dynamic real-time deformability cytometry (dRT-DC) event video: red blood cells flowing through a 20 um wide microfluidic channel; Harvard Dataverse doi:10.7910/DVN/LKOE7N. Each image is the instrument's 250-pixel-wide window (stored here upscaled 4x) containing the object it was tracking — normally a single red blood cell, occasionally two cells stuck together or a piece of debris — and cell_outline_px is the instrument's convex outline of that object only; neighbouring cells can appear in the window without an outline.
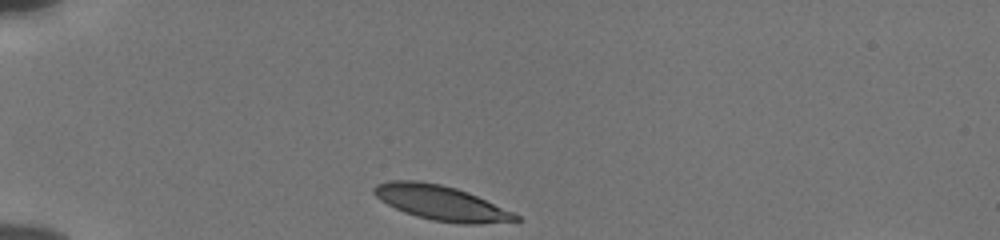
{"species": "human", "species_latin": "Homo sapiens", "temperature_condition": "cold", "stored_images_in_passage": 33, "camera_frame_rate_fps": 3000, "um_per_image_px": 0.085, "donor": {"sex": "male"}, "frame": {"image": 1, "passage_image": 1, "time_ms": 0.0, "image_size_px": [1000, 240], "cell_outline_px": [[520, 220], [480, 224], [460, 224], [432, 220], [416, 216], [404, 212], [380, 200], [372, 192], [372, 188], [376, 184], [388, 180], [416, 180], [440, 184], [456, 188], [468, 192], [512, 212], [520, 216]], "centroid_in_image_um": [37.45, 17.24], "position_along_channel_um": 47.6, "area_um2": 28.55}}
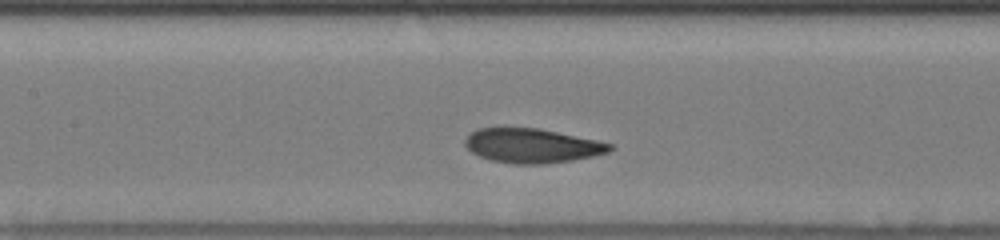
{"frame": {"image": 2, "passage_image": 13, "time_ms": 4.0, "image_size_px": [1000, 240], "cell_outline_px": [[616, 148], [608, 152], [592, 156], [572, 160], [544, 164], [512, 164], [492, 160], [480, 156], [472, 152], [464, 144], [464, 140], [472, 132], [480, 128], [540, 128], [596, 140], [612, 144]], "centroid_in_image_um": [45.24, 12.39], "position_along_channel_um": 162.2, "area_um2": 28.84}}
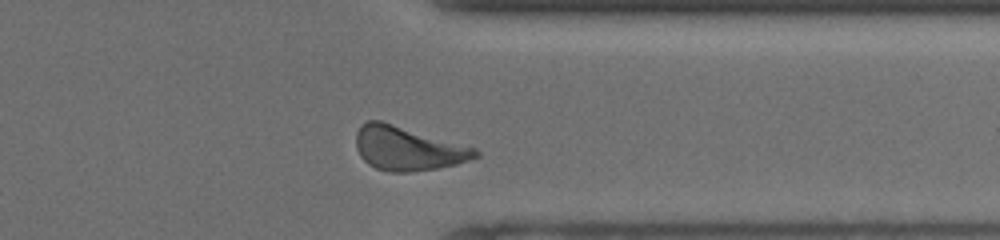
{"frame": {"image": 3, "passage_image": 30, "time_ms": 9.667, "image_size_px": [1000, 240], "cell_outline_px": [[480, 156], [472, 160], [456, 164], [436, 168], [408, 172], [388, 172], [376, 168], [368, 164], [360, 156], [356, 148], [356, 132], [360, 124], [368, 120], [380, 120], [476, 148], [480, 152]], "centroid_in_image_um": [34.65, 12.62], "position_along_channel_um": 376.8, "area_um2": 30.63}, "authors_computed_cell_mechanics": {"area_um2": 29.4202, "velocity_mm_per_s": 3.7952, "shape_relaxation_time_tau1_ms": 2.5491, "shape_relaxation_time_tau2_ms": 1.9706, "deformation_change_tau1": 0.1207, "deformation_change_tau2": 0.0534}}